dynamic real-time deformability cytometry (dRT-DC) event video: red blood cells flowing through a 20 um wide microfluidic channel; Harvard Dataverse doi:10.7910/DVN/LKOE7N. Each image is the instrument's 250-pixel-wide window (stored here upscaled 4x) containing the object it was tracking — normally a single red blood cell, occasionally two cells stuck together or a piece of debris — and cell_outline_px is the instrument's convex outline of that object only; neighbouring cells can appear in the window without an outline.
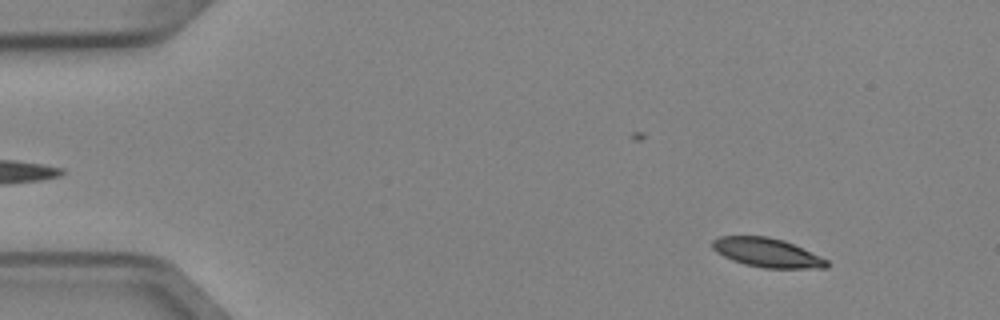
{"species": "Egyptian fruit bat (a non-hibernating species)", "species_latin": "Rousettus aegyptiacus", "temperature_condition": "cold", "stored_images_in_passage": 4, "segment_of_instrument_passage": [1, 2], "camera_frame_rate_fps": 3000, "um_per_image_px": 0.085, "animal": {"sex": "female"}, "frame": {"image": 1, "passage_image": 1, "time_ms": 0.0, "image_size_px": [1000, 320], "cell_outline_px": [[828, 268], [764, 268], [744, 264], [732, 260], [716, 252], [712, 248], [712, 240], [720, 236], [768, 236], [784, 240], [820, 256], [828, 260]], "centroid_in_image_um": [65.19, 21.47], "position_along_channel_um": 19.8, "area_um2": 19.36}}
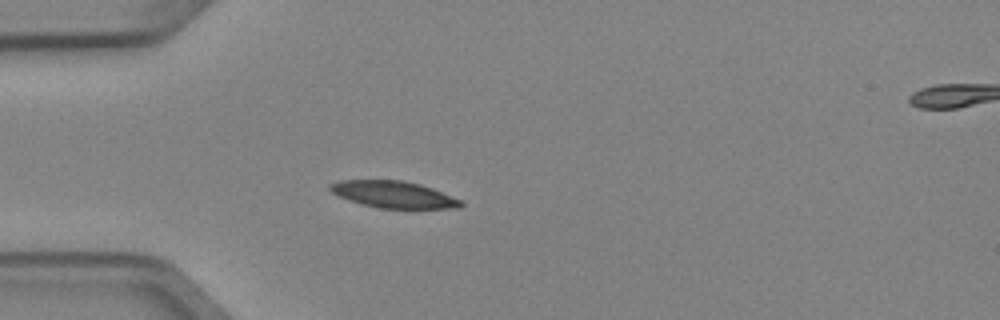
{"frame": {"image": 2, "passage_image": 3, "time_ms": 0.667, "image_size_px": [1000, 320], "cell_outline_px": [[464, 204], [460, 208], [380, 208], [348, 200], [332, 192], [328, 188], [328, 184], [340, 180], [400, 180], [420, 184], [432, 188], [464, 200]], "centroid_in_image_um": [33.49, 16.52], "position_along_channel_um": 51.5, "area_um2": 20.4}}